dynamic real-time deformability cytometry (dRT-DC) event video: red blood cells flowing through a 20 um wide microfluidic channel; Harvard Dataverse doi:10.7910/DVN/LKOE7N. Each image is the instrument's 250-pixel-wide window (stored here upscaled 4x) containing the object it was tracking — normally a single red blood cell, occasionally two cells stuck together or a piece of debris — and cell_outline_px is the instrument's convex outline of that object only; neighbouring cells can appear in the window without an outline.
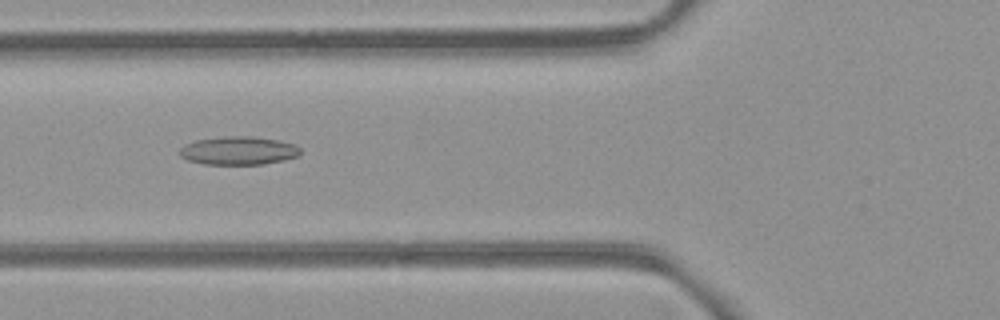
{"species": "common noctule bat (a hibernating species)", "species_latin": "Nyctalus noctula", "temperature_condition": "room temperature", "stored_images_in_passage": 8, "camera_frame_rate_fps": 3000, "um_per_image_px": 0.085, "animal": {"sex": "female", "body_mass_g": 21.9}, "frame": {"image": 1, "passage_image": 6, "time_ms": 5.667, "image_size_px": [1000, 320], "cell_outline_px": [[300, 156], [284, 160], [264, 164], [204, 164], [188, 160], [180, 156], [180, 148], [196, 140], [224, 136], [252, 136], [280, 140], [296, 144], [300, 148]], "centroid_in_image_um": [20.33, 12.8], "position_along_channel_um": 105.5, "area_um2": 20.0}}
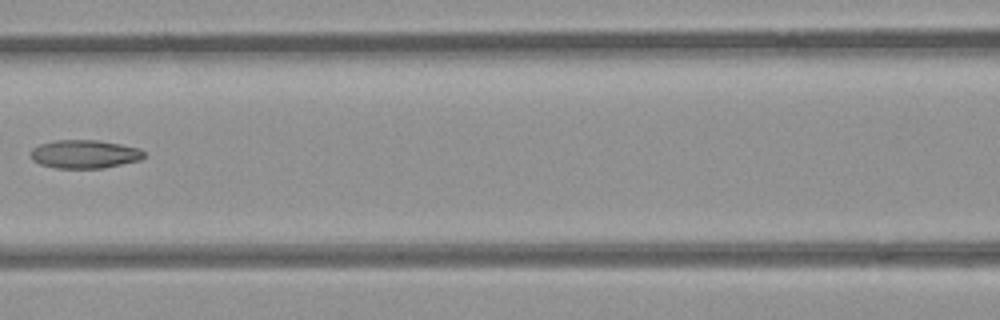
{"frame": {"image": 2, "passage_image": 7, "time_ms": 7.0, "image_size_px": [1000, 320], "cell_outline_px": [[144, 156], [140, 160], [104, 168], [56, 168], [40, 164], [32, 160], [32, 148], [40, 144], [56, 140], [96, 140], [120, 144], [140, 148], [144, 152]], "centroid_in_image_um": [7.2, 13.1], "position_along_channel_um": 159.4, "area_um2": 18.67}}
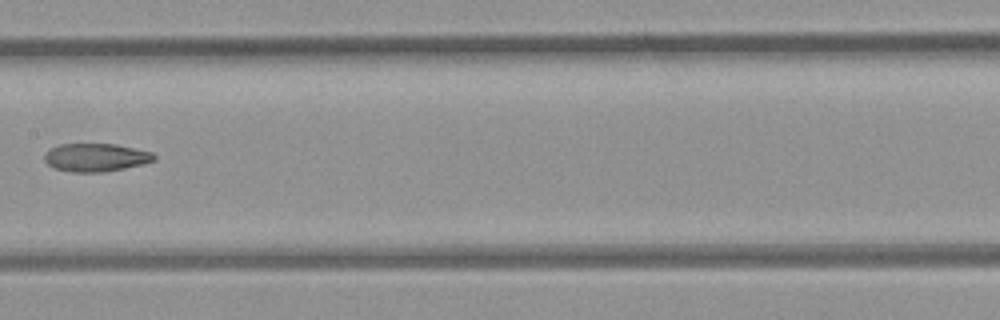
{"frame": {"image": 3, "passage_image": 8, "time_ms": 8.0, "image_size_px": [1000, 320], "cell_outline_px": [[156, 160], [144, 164], [104, 172], [68, 172], [52, 168], [44, 160], [44, 156], [52, 148], [60, 144], [116, 144], [152, 152], [156, 156]], "centroid_in_image_um": [8.16, 13.39], "position_along_channel_um": 199.2, "area_um2": 18.03}}